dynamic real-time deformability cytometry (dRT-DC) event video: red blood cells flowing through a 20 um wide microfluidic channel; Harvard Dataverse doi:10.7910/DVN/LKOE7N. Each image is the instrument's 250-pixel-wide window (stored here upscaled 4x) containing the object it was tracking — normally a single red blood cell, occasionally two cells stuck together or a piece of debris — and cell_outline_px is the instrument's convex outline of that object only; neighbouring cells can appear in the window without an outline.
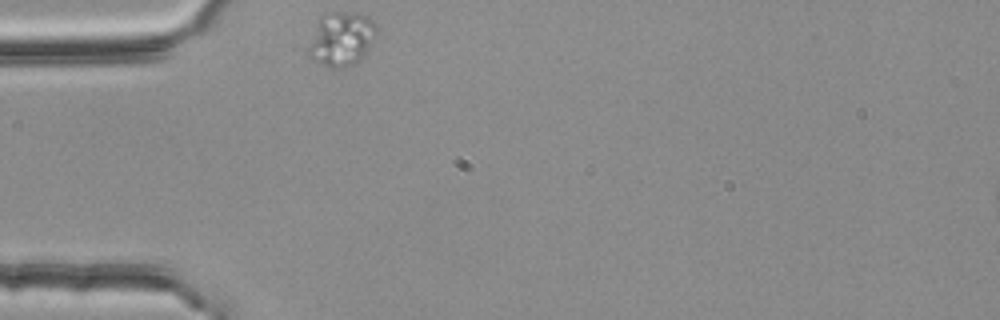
{"species": "common noctule bat (a hibernating species)", "species_latin": "Nyctalus noctula", "temperature_condition": "room temperature", "stored_images_in_passage": 34, "camera_frame_rate_fps": 3000, "um_per_image_px": 0.085, "animal": {"sex": "female", "body_mass_g": 25.1}, "frame": {"image": 1, "passage_image": 1, "time_ms": 0.0, "image_size_px": [1000, 320], "cell_outline_px": [[376, 32], [360, 60], [352, 64], [340, 68], [332, 68], [320, 64], [312, 60], [308, 56], [308, 48], [320, 16], [324, 12], [340, 12], [368, 16], [376, 24]], "centroid_in_image_um": [28.98, 3.31], "position_along_channel_um": 56.0, "area_um2": 20.98}}